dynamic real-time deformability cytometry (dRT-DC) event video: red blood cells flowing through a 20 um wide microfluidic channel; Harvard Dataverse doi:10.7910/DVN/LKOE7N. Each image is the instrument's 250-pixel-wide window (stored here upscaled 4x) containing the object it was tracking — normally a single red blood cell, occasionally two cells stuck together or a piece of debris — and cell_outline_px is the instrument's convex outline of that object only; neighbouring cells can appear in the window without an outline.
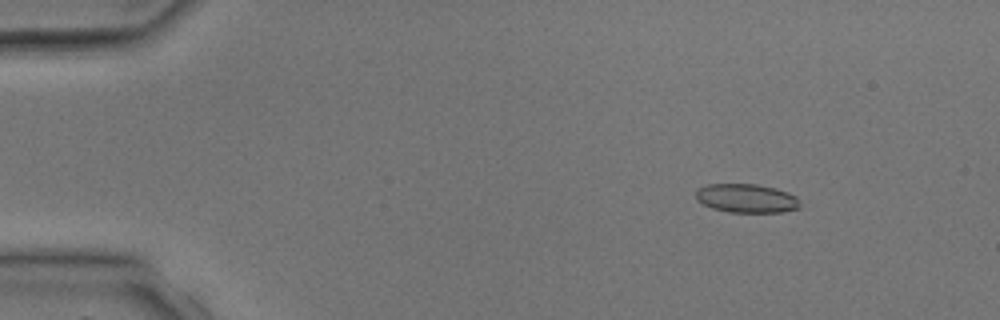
{"species": "common noctule bat (a hibernating species)", "species_latin": "Nyctalus noctula", "temperature_condition": "room temperature", "stored_images_in_passage": 4, "camera_frame_rate_fps": 3000, "um_per_image_px": 0.085, "animal": {"sex": "male", "body_mass_g": 17.9, "forearm_length_mm": 54.2}, "frame": {"image": 1, "passage_image": 1, "time_ms": 0.0, "image_size_px": [1000, 320], "cell_outline_px": [[800, 208], [780, 212], [728, 212], [712, 208], [696, 200], [696, 192], [700, 188], [708, 184], [756, 184], [776, 188], [788, 192], [796, 196], [800, 204]], "centroid_in_image_um": [63.47, 16.85], "position_along_channel_um": 21.5, "area_um2": 17.46}}
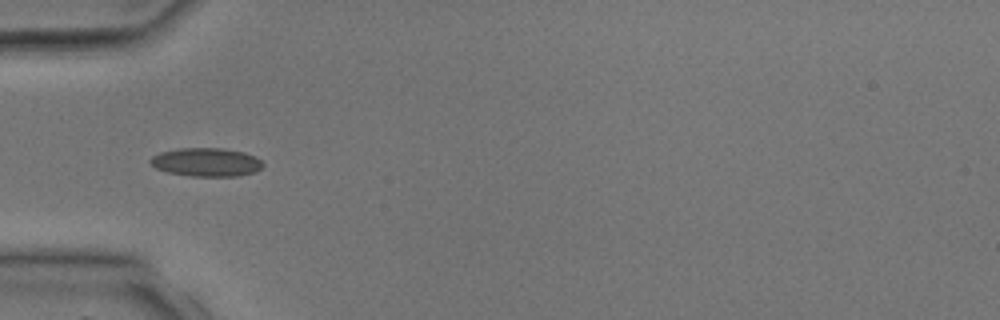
{"frame": {"image": 2, "passage_image": 3, "time_ms": 2.667, "image_size_px": [1000, 320], "cell_outline_px": [[264, 164], [256, 172], [240, 176], [192, 176], [168, 172], [156, 168], [148, 160], [152, 156], [160, 152], [180, 148], [224, 148], [244, 152], [256, 156]], "centroid_in_image_um": [17.56, 13.78], "position_along_channel_um": 67.4, "area_um2": 18.79}}